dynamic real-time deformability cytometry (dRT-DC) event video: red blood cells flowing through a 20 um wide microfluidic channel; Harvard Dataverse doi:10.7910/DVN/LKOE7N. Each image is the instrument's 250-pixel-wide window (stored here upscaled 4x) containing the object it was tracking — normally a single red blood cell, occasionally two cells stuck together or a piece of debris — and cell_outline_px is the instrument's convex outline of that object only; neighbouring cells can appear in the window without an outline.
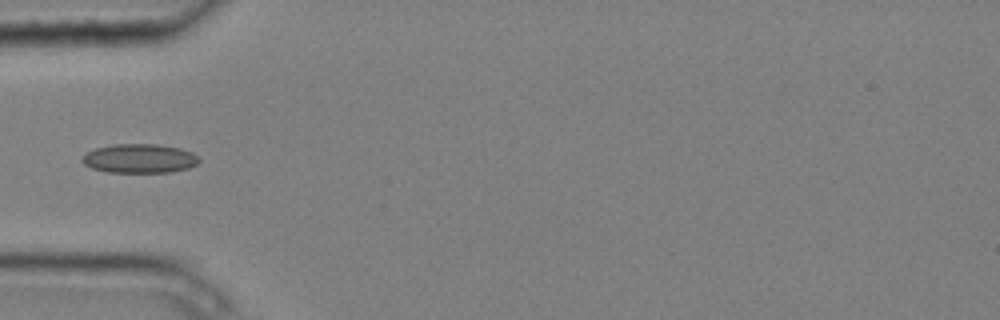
{"species": "common noctule bat (a hibernating species)", "species_latin": "Nyctalus noctula", "temperature_condition": "cold", "stored_images_in_passage": 8, "camera_frame_rate_fps": 3000, "um_per_image_px": 0.085, "animal": {"sex": "male", "body_mass_g": 20.4}, "frame": {"image": 1, "passage_image": 5, "time_ms": 1.333, "image_size_px": [1000, 320], "cell_outline_px": [[200, 160], [196, 164], [188, 168], [172, 172], [108, 172], [92, 168], [84, 164], [80, 160], [88, 152], [96, 148], [112, 144], [156, 144], [180, 148], [192, 152]], "centroid_in_image_um": [11.86, 13.47], "position_along_channel_um": 73.1, "area_um2": 19.71}}
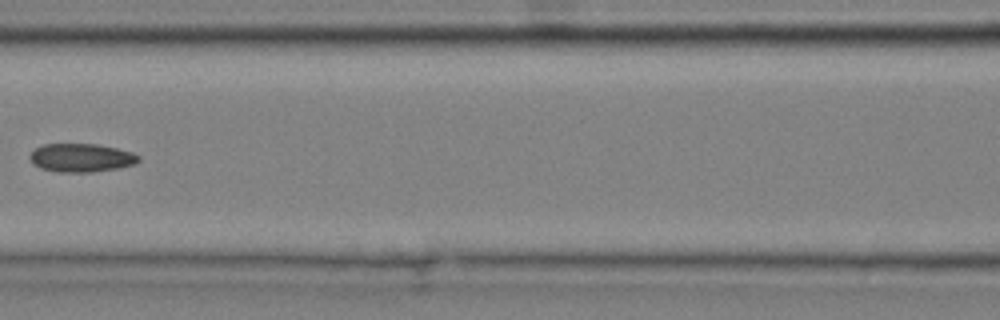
{"frame": {"image": 2, "passage_image": 7, "time_ms": 2.0, "image_size_px": [1000, 320], "cell_outline_px": [[140, 160], [136, 164], [120, 168], [92, 172], [56, 172], [40, 168], [32, 164], [28, 156], [36, 148], [44, 144], [96, 144], [116, 148], [132, 152], [140, 156]], "centroid_in_image_um": [6.91, 13.42], "position_along_channel_um": 159.7, "area_um2": 18.21}}
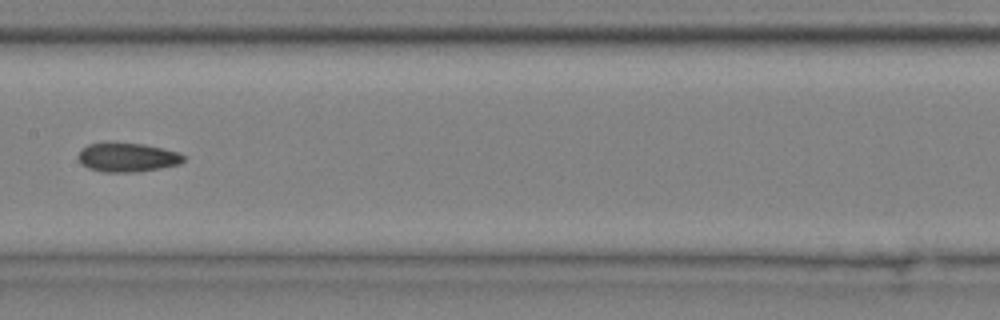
{"frame": {"image": 3, "passage_image": 8, "time_ms": 2.333, "image_size_px": [1000, 320], "cell_outline_px": [[184, 160], [180, 164], [160, 168], [136, 172], [104, 172], [88, 168], [80, 164], [80, 148], [88, 144], [108, 140], [144, 144], [164, 148], [180, 152], [184, 156]], "centroid_in_image_um": [10.81, 13.34], "position_along_channel_um": 196.6, "area_um2": 18.38}}